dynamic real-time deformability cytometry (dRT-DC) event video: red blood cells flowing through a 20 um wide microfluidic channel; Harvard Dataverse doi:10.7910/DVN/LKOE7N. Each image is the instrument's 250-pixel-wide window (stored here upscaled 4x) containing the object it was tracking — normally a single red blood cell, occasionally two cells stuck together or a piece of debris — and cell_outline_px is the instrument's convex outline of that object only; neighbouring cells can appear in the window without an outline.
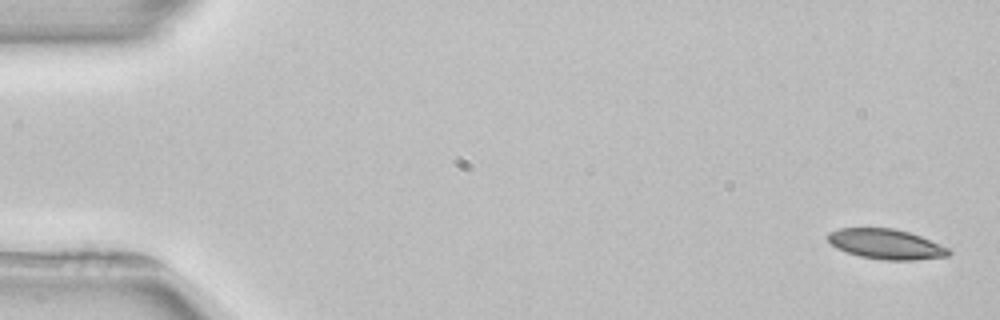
{"species": "common noctule bat (a hibernating species)", "species_latin": "Nyctalus noctula", "temperature_condition": "room temperature", "stored_images_in_passage": 4, "camera_frame_rate_fps": 3000, "um_per_image_px": 0.085, "animal": {"sex": "female", "body_mass_g": 22.7, "forearm_length_mm": 54.2}, "frame": {"image": 1, "passage_image": 1, "time_ms": 0.0, "image_size_px": [1000, 320], "cell_outline_px": [[952, 252], [948, 256], [916, 260], [884, 260], [860, 256], [836, 248], [828, 240], [828, 232], [840, 228], [896, 228], [920, 236], [948, 248]], "centroid_in_image_um": [75.31, 20.75], "position_along_channel_um": 9.7, "area_um2": 21.04}}
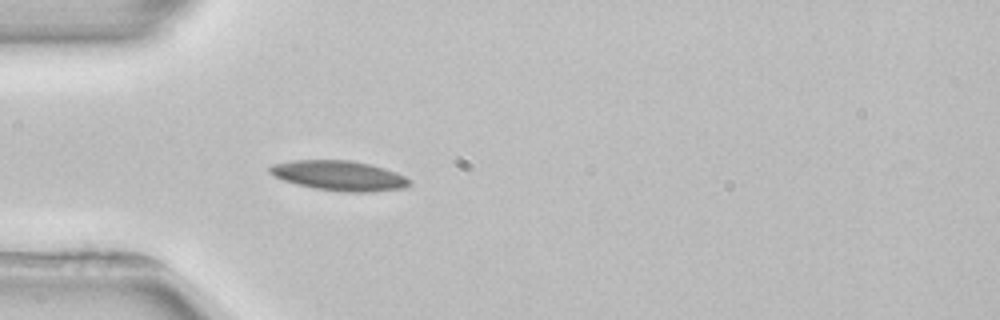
{"frame": {"image": 2, "passage_image": 4, "time_ms": 4.667, "image_size_px": [1000, 320], "cell_outline_px": [[412, 184], [404, 188], [372, 192], [344, 192], [316, 188], [296, 184], [284, 180], [268, 172], [268, 168], [272, 164], [292, 160], [352, 160], [384, 168], [396, 172], [412, 180]], "centroid_in_image_um": [28.85, 14.93], "position_along_channel_um": 56.1, "area_um2": 24.39}}